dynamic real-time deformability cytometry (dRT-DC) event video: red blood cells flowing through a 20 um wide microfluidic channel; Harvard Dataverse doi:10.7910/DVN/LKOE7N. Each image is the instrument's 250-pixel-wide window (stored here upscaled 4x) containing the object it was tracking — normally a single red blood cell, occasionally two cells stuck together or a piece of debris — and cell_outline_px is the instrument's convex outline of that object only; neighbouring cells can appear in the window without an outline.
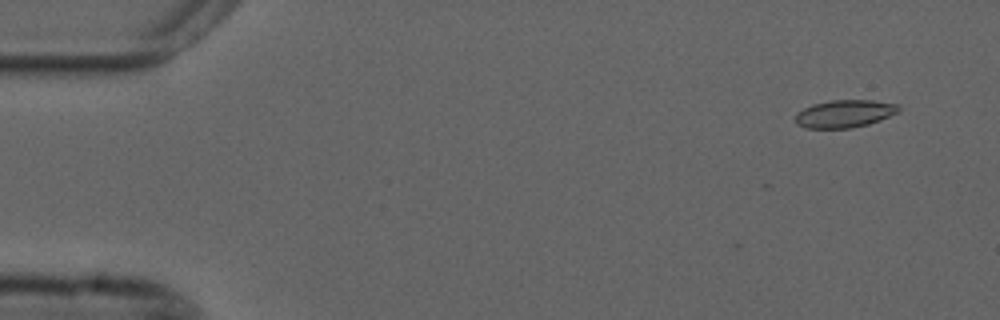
{"species": "common noctule bat (a hibernating species)", "species_latin": "Nyctalus noctula", "temperature_condition": "cold", "stored_images_in_passage": 3, "camera_frame_rate_fps": 3000, "um_per_image_px": 0.085, "animal": {"sex": "male", "forearm_length_mm": 52.5}, "frame": {"image": 1, "passage_image": 1, "time_ms": 0.0, "image_size_px": [1000, 320], "cell_outline_px": [[900, 108], [896, 112], [880, 120], [868, 124], [848, 128], [808, 128], [796, 124], [796, 112], [812, 104], [832, 100], [872, 100], [900, 104]], "centroid_in_image_um": [71.78, 9.65], "position_along_channel_um": 13.2, "area_um2": 16.53}}